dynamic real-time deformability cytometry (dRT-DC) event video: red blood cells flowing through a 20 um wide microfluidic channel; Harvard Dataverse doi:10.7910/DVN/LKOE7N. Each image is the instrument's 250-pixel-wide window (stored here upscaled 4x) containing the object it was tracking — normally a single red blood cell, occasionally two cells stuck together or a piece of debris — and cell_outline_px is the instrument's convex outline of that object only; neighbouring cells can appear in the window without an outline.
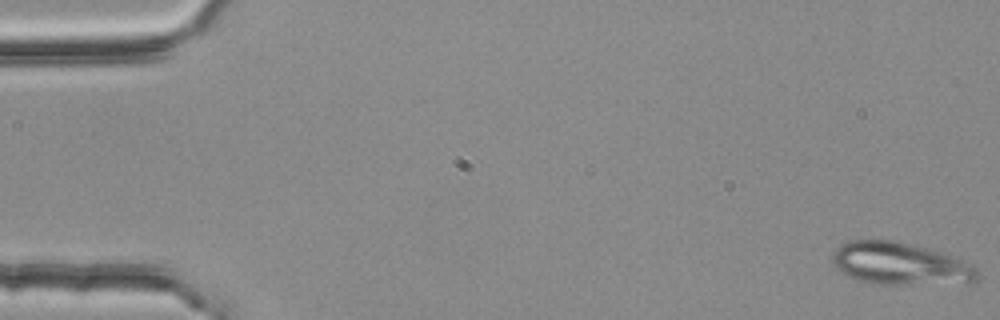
{"species": "common noctule bat (a hibernating species)", "species_latin": "Nyctalus noctula", "temperature_condition": "room temperature", "stored_images_in_passage": 3, "camera_frame_rate_fps": 3000, "um_per_image_px": 0.085, "animal": {"sex": "female", "body_mass_g": 25.1}, "frame": {"image": 1, "passage_image": 1, "time_ms": 0.0, "image_size_px": [1000, 320], "cell_outline_px": [[980, 276], [976, 280], [912, 284], [872, 284], [848, 276], [836, 268], [832, 264], [832, 252], [840, 244], [848, 240], [892, 240], [912, 244], [960, 256], [972, 264], [980, 272]], "centroid_in_image_um": [76.5, 22.38], "position_along_channel_um": 8.5, "area_um2": 36.01}}